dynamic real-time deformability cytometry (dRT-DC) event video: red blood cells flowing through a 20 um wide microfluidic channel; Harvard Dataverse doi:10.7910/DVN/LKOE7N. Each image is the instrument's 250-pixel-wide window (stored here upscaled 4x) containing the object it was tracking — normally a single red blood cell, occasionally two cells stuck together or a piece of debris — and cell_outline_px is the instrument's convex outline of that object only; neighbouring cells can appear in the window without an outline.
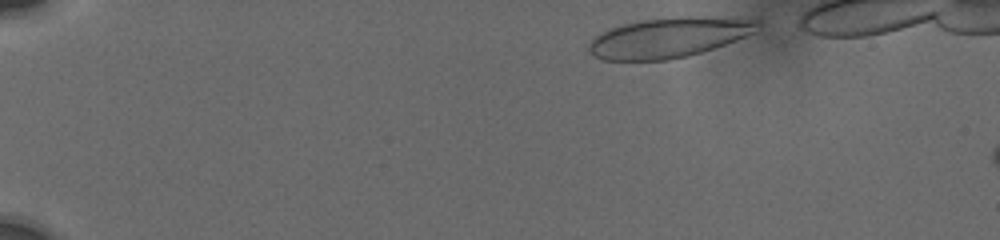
{"species": "human", "species_latin": "Homo sapiens", "temperature_condition": "cold", "stored_images_in_passage": 15, "camera_frame_rate_fps": 3000, "um_per_image_px": 0.085, "donor": {"sex": "male"}, "frame": {"image": 1, "passage_image": 1, "time_ms": 0.0, "image_size_px": [1000, 240], "cell_outline_px": [[760, 24], [756, 32], [736, 40], [688, 56], [668, 60], [604, 60], [592, 56], [588, 52], [588, 44], [596, 36], [608, 28], [640, 20], [684, 16], [688, 16], [760, 20]], "centroid_in_image_um": [56.8, 3.2], "position_along_channel_um": 28.2, "area_um2": 39.19}}